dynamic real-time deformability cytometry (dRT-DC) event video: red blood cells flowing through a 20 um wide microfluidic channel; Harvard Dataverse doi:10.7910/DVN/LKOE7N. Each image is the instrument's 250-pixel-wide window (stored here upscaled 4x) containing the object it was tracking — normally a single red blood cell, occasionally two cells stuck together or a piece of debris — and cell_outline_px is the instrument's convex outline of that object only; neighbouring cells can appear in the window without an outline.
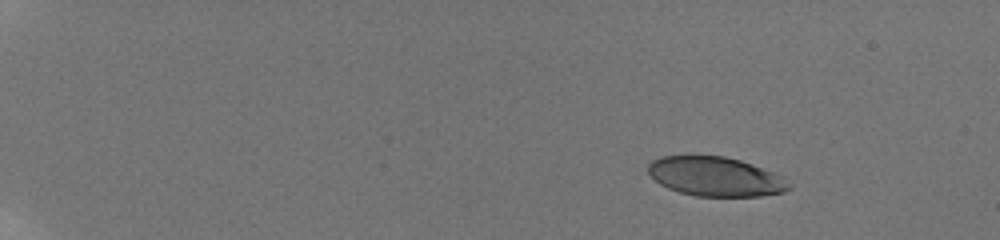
{"species": "human", "species_latin": "Homo sapiens", "temperature_condition": "room temperature", "stored_images_in_passage": 27, "camera_frame_rate_fps": 3000, "um_per_image_px": 0.085, "donor": {"sex": "male"}, "frame": {"image": 1, "passage_image": 1, "time_ms": 0.0, "image_size_px": [1000, 240], "cell_outline_px": [[792, 184], [784, 192], [760, 196], [696, 196], [680, 192], [668, 188], [660, 184], [648, 172], [648, 164], [652, 160], [660, 156], [724, 156], [740, 160], [752, 164], [784, 176]], "centroid_in_image_um": [60.84, 15.01], "position_along_channel_um": 24.2, "area_um2": 32.25}}
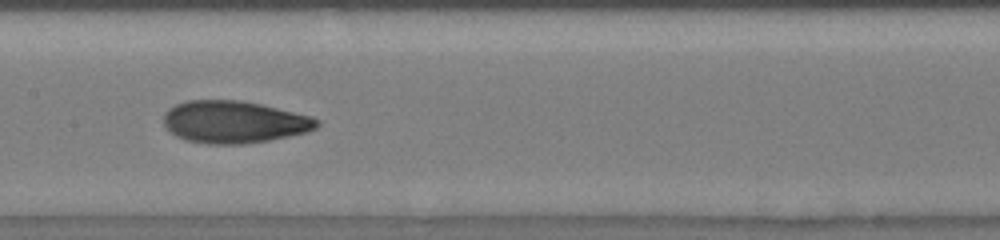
{"frame": {"image": 2, "passage_image": 20, "time_ms": 8.333, "image_size_px": [1000, 240], "cell_outline_px": [[320, 124], [316, 128], [308, 132], [268, 140], [244, 144], [208, 144], [188, 140], [176, 136], [164, 128], [164, 112], [168, 108], [176, 104], [188, 100], [240, 100], [260, 104], [312, 116], [320, 120]], "centroid_in_image_um": [19.89, 10.36], "position_along_channel_um": 187.5, "area_um2": 37.86}}
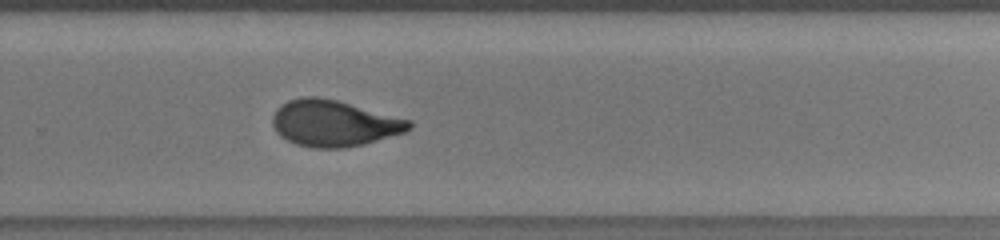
{"frame": {"image": 3, "passage_image": 27, "time_ms": 11.333, "image_size_px": [1000, 240], "cell_outline_px": [[412, 128], [404, 132], [364, 144], [344, 148], [312, 148], [296, 144], [280, 136], [276, 132], [272, 124], [272, 116], [276, 108], [280, 104], [288, 100], [304, 96], [316, 96], [336, 100], [412, 120]], "centroid_in_image_um": [28.36, 10.48], "position_along_channel_um": 301.4, "area_um2": 36.93}}